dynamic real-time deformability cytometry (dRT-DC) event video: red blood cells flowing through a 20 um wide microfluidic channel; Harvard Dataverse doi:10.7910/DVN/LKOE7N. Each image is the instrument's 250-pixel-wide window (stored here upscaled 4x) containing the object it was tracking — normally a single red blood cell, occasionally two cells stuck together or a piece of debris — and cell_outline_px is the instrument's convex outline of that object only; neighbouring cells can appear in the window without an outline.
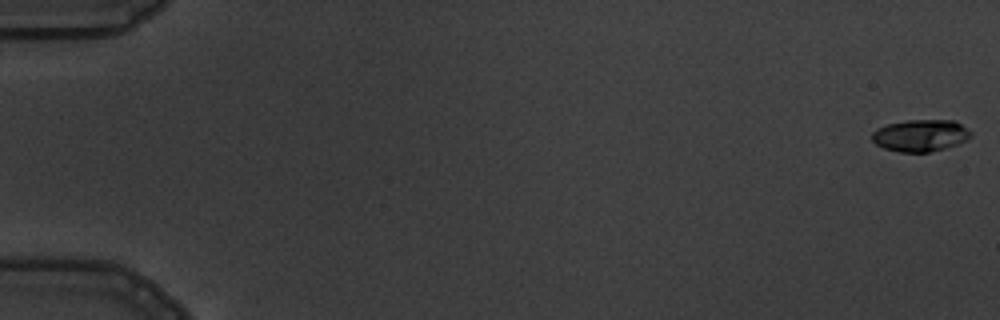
{"species": "common noctule bat (a hibernating species)", "species_latin": "Nyctalus noctula", "temperature_condition": "warm", "stored_images_in_passage": 6, "camera_frame_rate_fps": 3000, "um_per_image_px": 0.085, "animal": {"sex": "male", "body_mass_g": 19.5, "forearm_length_mm": 54.6}, "frame": {"image": 1, "passage_image": 1, "time_ms": 0.0, "image_size_px": [1000, 320], "cell_outline_px": [[972, 136], [956, 144], [944, 148], [928, 152], [900, 152], [884, 148], [876, 144], [872, 140], [872, 132], [876, 128], [888, 124], [908, 120], [956, 120], [972, 132]], "centroid_in_image_um": [78.23, 11.5], "position_along_channel_um": 6.8, "area_um2": 18.32}}